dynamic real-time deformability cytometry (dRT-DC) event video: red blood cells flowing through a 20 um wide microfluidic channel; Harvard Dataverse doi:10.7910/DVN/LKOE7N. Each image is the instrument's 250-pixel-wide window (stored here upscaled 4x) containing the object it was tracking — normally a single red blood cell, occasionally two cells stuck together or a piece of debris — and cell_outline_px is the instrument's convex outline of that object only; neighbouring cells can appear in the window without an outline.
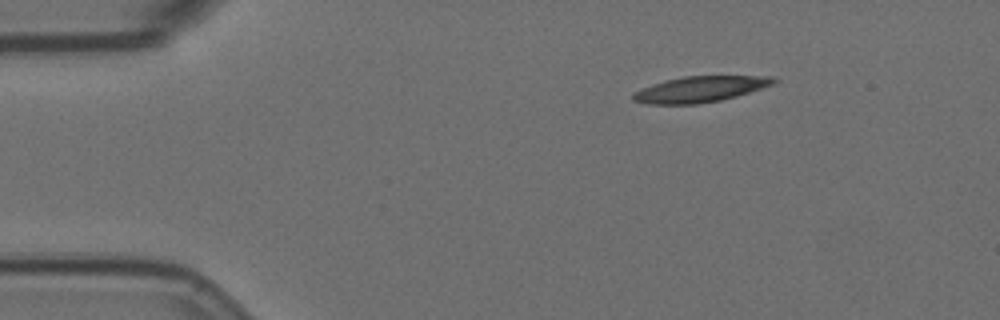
{"species": "Egyptian fruit bat (a non-hibernating species)", "species_latin": "Rousettus aegyptiacus", "temperature_condition": "room temperature", "stored_images_in_passage": 3, "camera_frame_rate_fps": 3000, "um_per_image_px": 0.085, "animal": {"sex": "female"}, "frame": {"image": 1, "passage_image": 1, "time_ms": 0.0, "image_size_px": [1000, 320], "cell_outline_px": [[780, 80], [772, 84], [736, 96], [720, 100], [696, 104], [648, 104], [632, 100], [632, 92], [652, 84], [664, 80], [684, 76], [776, 76]], "centroid_in_image_um": [59.48, 7.57], "position_along_channel_um": 25.5, "area_um2": 21.15}}